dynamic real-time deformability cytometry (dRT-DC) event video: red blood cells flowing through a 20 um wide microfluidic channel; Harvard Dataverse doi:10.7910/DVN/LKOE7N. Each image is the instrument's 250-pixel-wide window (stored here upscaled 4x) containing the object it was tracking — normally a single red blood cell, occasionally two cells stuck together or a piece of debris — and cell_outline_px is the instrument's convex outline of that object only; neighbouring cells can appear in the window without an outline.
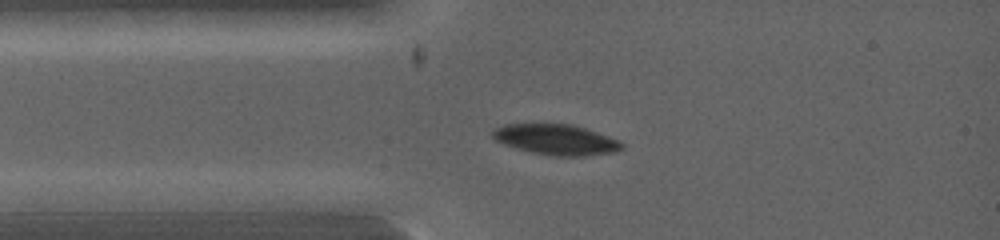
{"species": "common noctule bat (a hibernating species)", "species_latin": "Nyctalus noctula", "temperature_condition": "warm", "stored_images_in_passage": 2, "camera_frame_rate_fps": 5000, "um_per_image_px": 0.085, "animal": {"sex": "female", "body_mass_g": 19.0, "forearm_length_mm": 53.3}, "frame": {"image": 1, "passage_image": 2, "time_ms": 0.8, "image_size_px": [1000, 240], "cell_outline_px": [[624, 148], [616, 152], [584, 156], [556, 156], [532, 152], [504, 144], [496, 140], [492, 136], [492, 132], [496, 128], [504, 124], [572, 124], [608, 136], [624, 144]], "centroid_in_image_um": [47.29, 11.87], "position_along_channel_um": 37.7, "area_um2": 22.72}}